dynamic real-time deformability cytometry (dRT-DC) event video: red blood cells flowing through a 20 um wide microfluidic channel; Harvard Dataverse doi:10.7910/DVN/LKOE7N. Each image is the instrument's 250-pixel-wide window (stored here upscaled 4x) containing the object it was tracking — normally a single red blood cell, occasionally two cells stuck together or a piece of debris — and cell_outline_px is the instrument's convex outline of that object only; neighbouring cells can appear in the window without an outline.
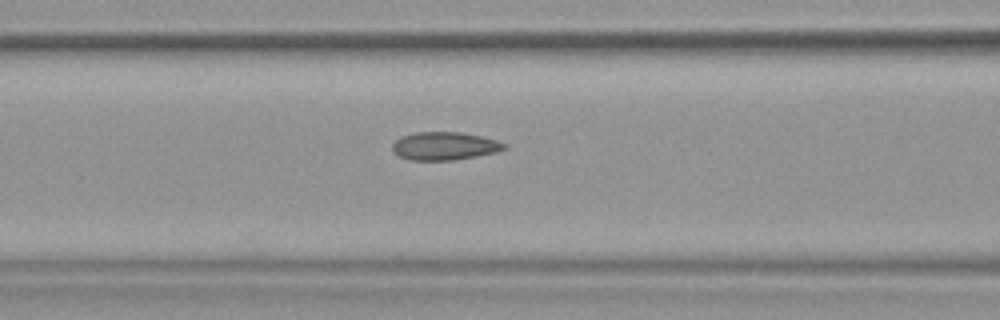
{"species": "common noctule bat (a hibernating species)", "species_latin": "Nyctalus noctula", "temperature_condition": "warm", "stored_images_in_passage": 53, "camera_frame_rate_fps": 3000, "um_per_image_px": 0.085, "animal": {"sex": "female", "body_mass_g": 19.9}, "frame": {"image": 1, "passage_image": 23, "time_ms": 7.333, "image_size_px": [1000, 320], "cell_outline_px": [[508, 148], [496, 152], [476, 156], [452, 160], [408, 160], [392, 152], [392, 144], [400, 136], [416, 132], [460, 132], [480, 136], [496, 140], [508, 144]], "centroid_in_image_um": [37.77, 12.41], "position_along_channel_um": 128.8, "area_um2": 18.38}}